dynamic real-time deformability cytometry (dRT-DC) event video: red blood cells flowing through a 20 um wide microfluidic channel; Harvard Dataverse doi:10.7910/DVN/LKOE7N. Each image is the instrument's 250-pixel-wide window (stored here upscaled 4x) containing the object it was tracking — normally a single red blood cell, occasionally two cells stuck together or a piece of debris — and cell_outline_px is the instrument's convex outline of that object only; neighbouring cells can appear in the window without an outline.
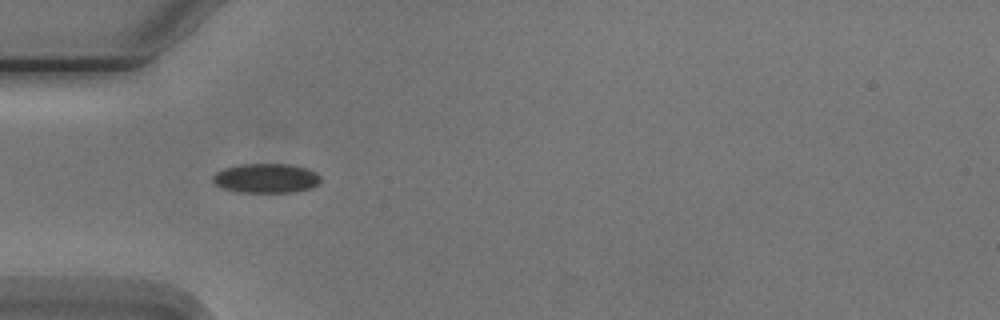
{"species": "Egyptian fruit bat (a non-hibernating species)", "species_latin": "Rousettus aegyptiacus", "temperature_condition": "cold", "stored_images_in_passage": 6, "camera_frame_rate_fps": 3000, "um_per_image_px": 0.085, "animal": {"sex": "male"}, "frame": {"image": 1, "passage_image": 4, "time_ms": 3.333, "image_size_px": [1000, 320], "cell_outline_px": [[320, 180], [316, 184], [308, 188], [296, 192], [240, 192], [224, 188], [216, 184], [212, 180], [212, 176], [216, 172], [224, 168], [240, 164], [288, 164], [304, 168], [316, 172], [320, 176]], "centroid_in_image_um": [22.59, 15.14], "position_along_channel_um": 62.4, "area_um2": 18.26}}
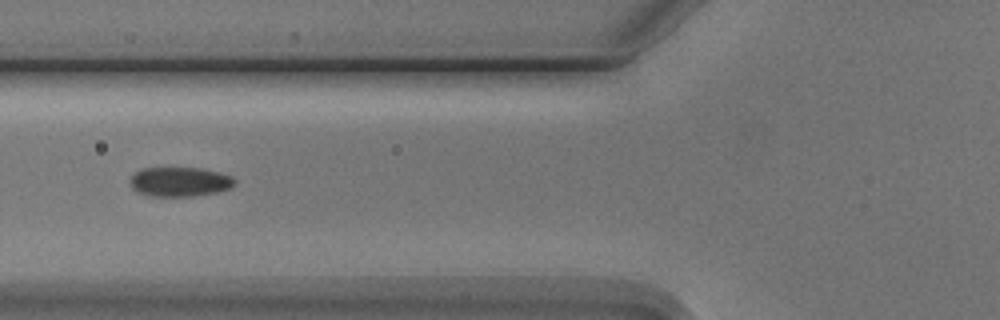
{"frame": {"image": 2, "passage_image": 5, "time_ms": 4.667, "image_size_px": [1000, 320], "cell_outline_px": [[236, 184], [232, 188], [220, 192], [192, 196], [148, 196], [136, 192], [132, 188], [128, 180], [136, 172], [144, 168], [196, 168], [220, 172], [232, 176], [236, 180]], "centroid_in_image_um": [15.3, 15.46], "position_along_channel_um": 110.5, "area_um2": 18.21}}
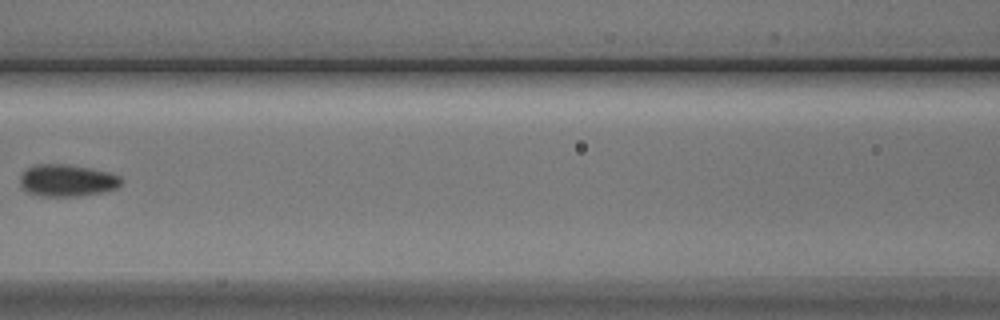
{"frame": {"image": 3, "passage_image": 6, "time_ms": 6.0, "image_size_px": [1000, 320], "cell_outline_px": [[124, 180], [116, 188], [104, 192], [76, 196], [40, 196], [28, 192], [20, 184], [20, 176], [28, 168], [36, 164], [64, 164], [88, 168], [108, 172], [120, 176]], "centroid_in_image_um": [5.71, 15.34], "position_along_channel_um": 160.9, "area_um2": 18.73}}